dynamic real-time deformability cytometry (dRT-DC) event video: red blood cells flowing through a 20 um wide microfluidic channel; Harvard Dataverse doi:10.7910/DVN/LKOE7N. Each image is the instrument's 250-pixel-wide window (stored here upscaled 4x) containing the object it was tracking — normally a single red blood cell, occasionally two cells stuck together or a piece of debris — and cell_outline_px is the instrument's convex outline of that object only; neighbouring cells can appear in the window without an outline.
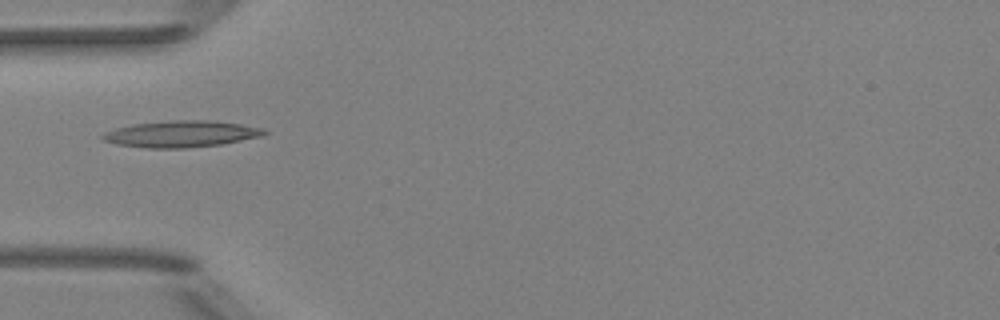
{"species": "Egyptian fruit bat (a non-hibernating species)", "species_latin": "Rousettus aegyptiacus", "temperature_condition": "room temperature", "stored_images_in_passage": 8, "camera_frame_rate_fps": 3000, "um_per_image_px": 0.085, "animal": {"sex": "female"}, "frame": {"image": 1, "passage_image": 4, "time_ms": 4.333, "image_size_px": [1000, 320], "cell_outline_px": [[268, 132], [264, 136], [220, 144], [188, 148], [144, 148], [116, 144], [100, 140], [100, 136], [104, 132], [116, 128], [132, 124], [172, 120], [208, 120], [240, 124], [264, 128]], "centroid_in_image_um": [15.37, 11.39], "position_along_channel_um": 69.6, "area_um2": 25.14}}
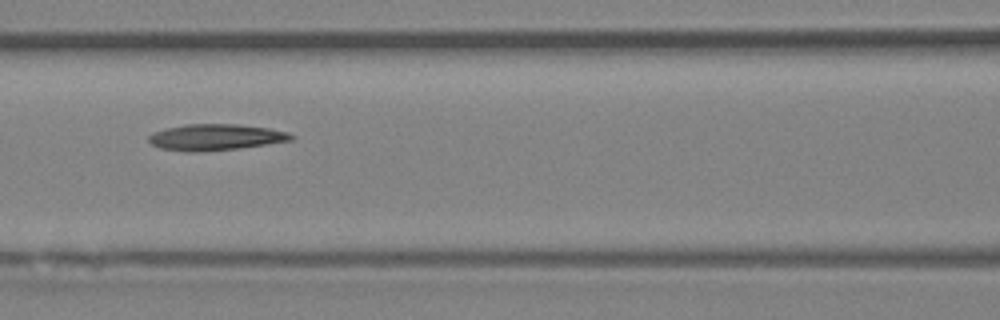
{"frame": {"image": 2, "passage_image": 6, "time_ms": 6.333, "image_size_px": [1000, 320], "cell_outline_px": [[296, 136], [292, 140], [240, 148], [196, 152], [188, 152], [160, 148], [152, 144], [148, 140], [148, 136], [152, 132], [168, 128], [188, 124], [236, 124], [268, 128], [288, 132]], "centroid_in_image_um": [18.32, 11.66], "position_along_channel_um": 148.3, "area_um2": 21.68}}
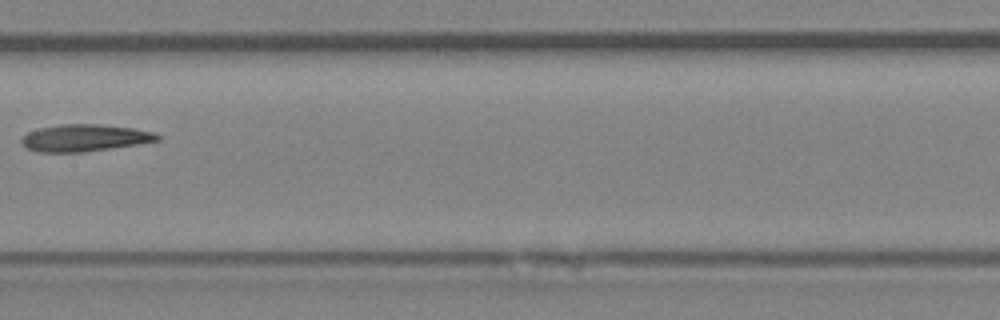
{"frame": {"image": 3, "passage_image": 7, "time_ms": 7.667, "image_size_px": [1000, 320], "cell_outline_px": [[160, 140], [136, 144], [84, 152], [36, 152], [28, 148], [20, 140], [28, 132], [40, 128], [60, 124], [96, 124], [132, 128], [152, 132], [160, 136]], "centroid_in_image_um": [7.17, 11.72], "position_along_channel_um": 200.2, "area_um2": 21.04}}